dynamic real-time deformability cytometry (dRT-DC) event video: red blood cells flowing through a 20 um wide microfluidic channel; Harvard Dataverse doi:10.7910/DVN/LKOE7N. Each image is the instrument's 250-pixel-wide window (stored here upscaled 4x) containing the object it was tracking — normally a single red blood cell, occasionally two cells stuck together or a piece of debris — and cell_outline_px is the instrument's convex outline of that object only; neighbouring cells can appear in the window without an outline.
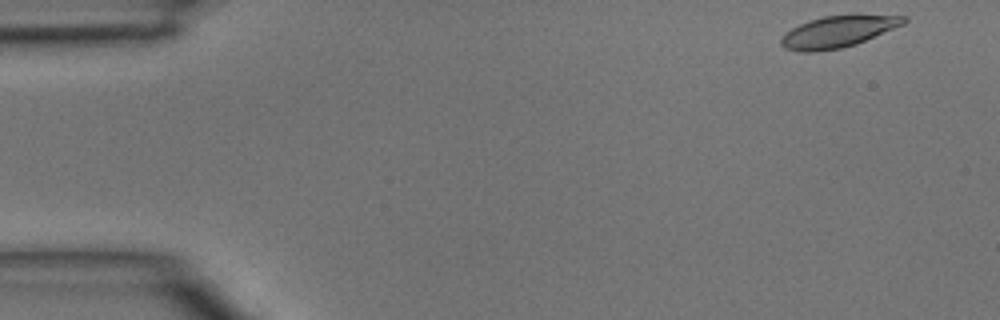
{"species": "common noctule bat (a hibernating species)", "species_latin": "Nyctalus noctula", "temperature_condition": "room temperature", "stored_images_in_passage": 44, "camera_frame_rate_fps": 3000, "um_per_image_px": 0.085, "animal": {"sex": "male", "body_mass_g": 15.6}, "frame": {"image": 1, "passage_image": 1, "time_ms": 0.0, "image_size_px": [1000, 320], "cell_outline_px": [[908, 20], [904, 24], [856, 44], [840, 48], [816, 52], [800, 52], [784, 48], [780, 44], [780, 40], [784, 32], [808, 20], [824, 16], [908, 16]], "centroid_in_image_um": [71.16, 2.72], "position_along_channel_um": 13.8, "area_um2": 22.2}}
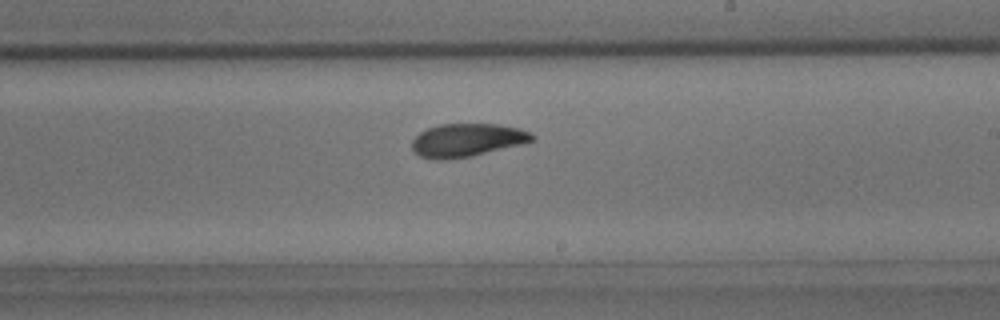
{"frame": {"image": 2, "passage_image": 25, "time_ms": 8.0, "image_size_px": [1000, 320], "cell_outline_px": [[536, 140], [524, 144], [472, 156], [448, 160], [436, 160], [420, 156], [412, 148], [412, 140], [420, 132], [428, 128], [440, 124], [500, 124], [520, 128], [532, 132], [536, 136]], "centroid_in_image_um": [39.76, 11.91], "position_along_channel_um": 249.2, "area_um2": 23.58}}
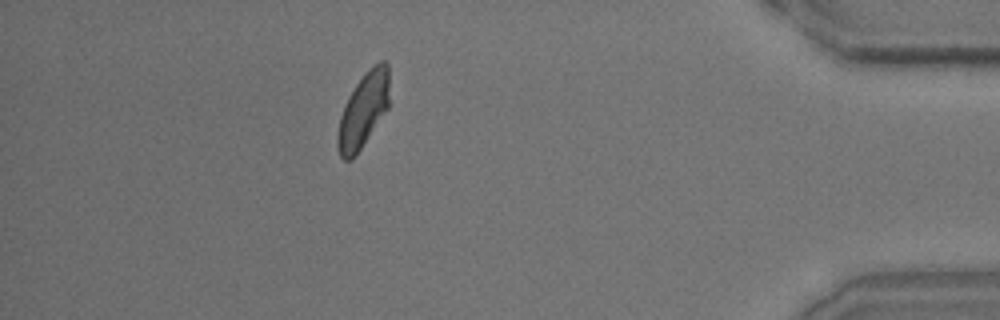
{"frame": {"image": 3, "passage_image": 39, "time_ms": 12.667, "image_size_px": [1000, 320], "cell_outline_px": [[388, 108], [352, 160], [344, 160], [340, 156], [336, 144], [336, 136], [340, 116], [344, 104], [348, 96], [356, 84], [368, 68], [380, 60], [384, 60], [388, 64]], "centroid_in_image_um": [30.85, 9.36], "position_along_channel_um": 404.3, "area_um2": 22.43}}